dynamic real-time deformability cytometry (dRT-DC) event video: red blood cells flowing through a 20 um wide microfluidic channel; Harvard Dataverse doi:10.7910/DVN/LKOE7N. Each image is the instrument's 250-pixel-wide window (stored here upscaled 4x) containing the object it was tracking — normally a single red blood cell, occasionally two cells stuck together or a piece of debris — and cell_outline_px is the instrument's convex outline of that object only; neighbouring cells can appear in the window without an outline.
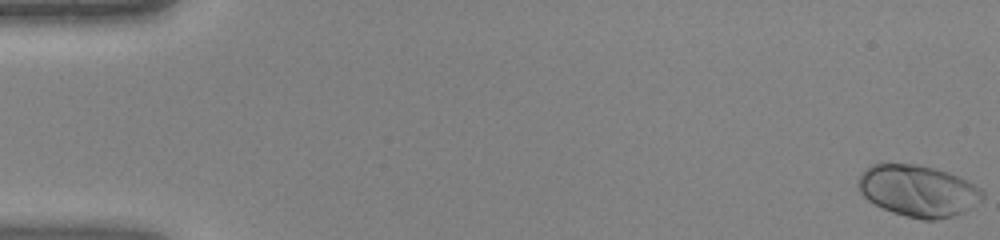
{"species": "human", "species_latin": "Homo sapiens", "temperature_condition": "warm", "stored_images_in_passage": 46, "camera_frame_rate_fps": 3000, "um_per_image_px": 0.085, "donor": {"sex": "female"}, "frame": {"image": 1, "passage_image": 1, "time_ms": 0.0, "image_size_px": [1000, 240], "cell_outline_px": [[984, 200], [964, 212], [952, 216], [936, 220], [924, 220], [892, 212], [868, 200], [860, 192], [856, 184], [860, 176], [872, 164], [920, 164], [936, 168], [948, 172], [980, 188], [984, 192]], "centroid_in_image_um": [78.06, 16.22], "position_along_channel_um": 6.9, "area_um2": 37.17}}
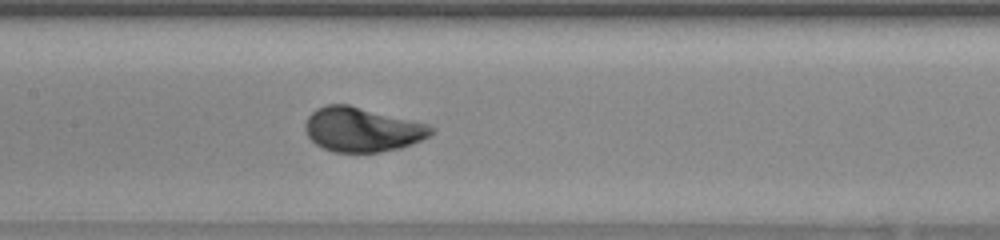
{"frame": {"image": 2, "passage_image": 23, "time_ms": 7.333, "image_size_px": [1000, 240], "cell_outline_px": [[436, 132], [412, 144], [400, 148], [380, 152], [332, 152], [316, 144], [308, 136], [304, 128], [304, 124], [308, 116], [316, 108], [324, 104], [348, 104], [428, 124], [436, 128]], "centroid_in_image_um": [30.78, 11.0], "position_along_channel_um": 176.6, "area_um2": 32.71}}
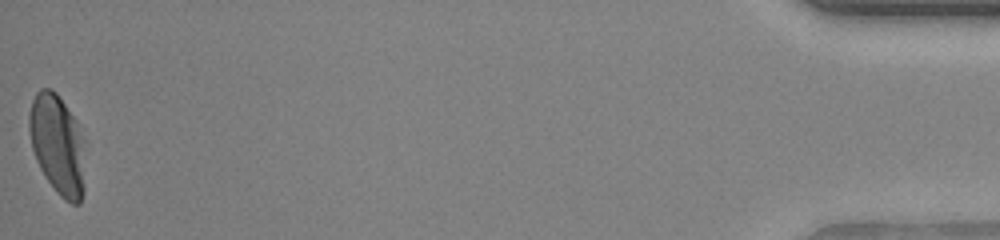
{"frame": {"image": 3, "passage_image": 46, "time_ms": 15.0, "image_size_px": [1000, 240], "cell_outline_px": [[84, 192], [80, 204], [72, 204], [64, 200], [56, 192], [44, 176], [36, 160], [32, 148], [28, 128], [28, 116], [32, 100], [36, 92], [40, 88], [52, 88], [56, 92], [76, 120], [84, 140]], "centroid_in_image_um": [4.89, 12.3], "position_along_channel_um": 430.3, "area_um2": 33.06}}